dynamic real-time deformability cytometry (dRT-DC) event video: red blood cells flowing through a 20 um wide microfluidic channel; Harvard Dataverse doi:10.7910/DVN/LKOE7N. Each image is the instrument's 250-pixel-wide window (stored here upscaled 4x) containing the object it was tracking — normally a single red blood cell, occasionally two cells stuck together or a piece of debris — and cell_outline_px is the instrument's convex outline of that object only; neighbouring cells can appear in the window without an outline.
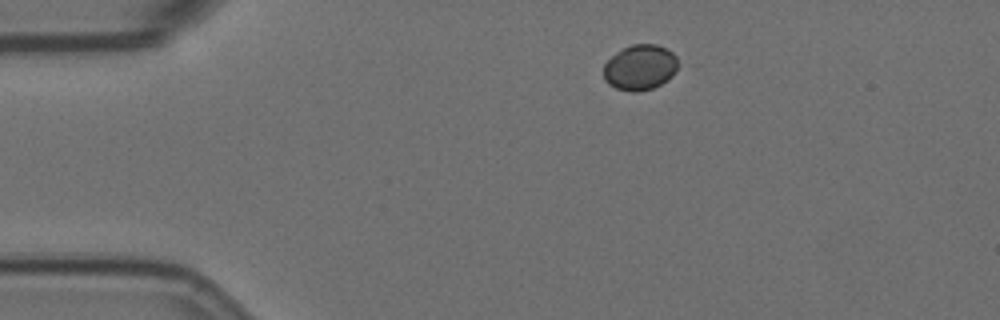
{"species": "Egyptian fruit bat (a non-hibernating species)", "species_latin": "Rousettus aegyptiacus", "temperature_condition": "room temperature", "stored_images_in_passage": 4, "camera_frame_rate_fps": 3000, "um_per_image_px": 0.085, "animal": {"sex": "female"}, "frame": {"image": 1, "passage_image": 1, "time_ms": 0.0, "image_size_px": [1000, 320], "cell_outline_px": [[676, 68], [672, 76], [668, 80], [652, 88], [636, 92], [632, 92], [616, 88], [608, 84], [604, 80], [604, 64], [616, 52], [632, 44], [656, 44], [672, 52], [676, 56]], "centroid_in_image_um": [54.38, 5.73], "position_along_channel_um": 30.6, "area_um2": 19.54}}
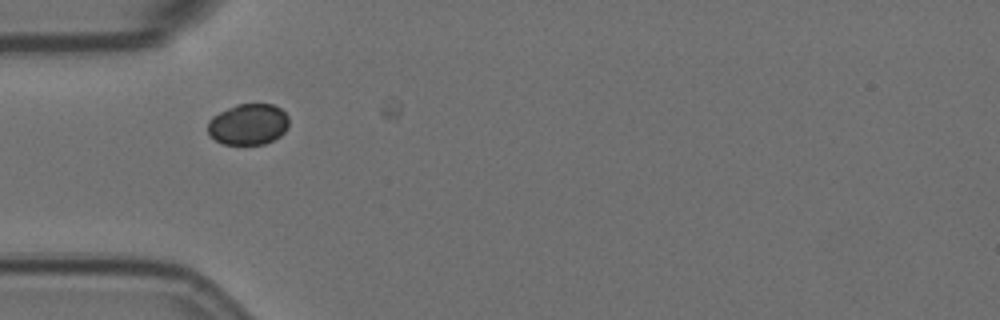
{"frame": {"image": 2, "passage_image": 3, "time_ms": 2.333, "image_size_px": [1000, 320], "cell_outline_px": [[288, 128], [280, 136], [264, 144], [224, 144], [216, 140], [208, 132], [208, 120], [212, 116], [236, 104], [272, 104], [280, 108], [288, 116]], "centroid_in_image_um": [21.11, 10.56], "position_along_channel_um": 63.9, "area_um2": 19.36}}